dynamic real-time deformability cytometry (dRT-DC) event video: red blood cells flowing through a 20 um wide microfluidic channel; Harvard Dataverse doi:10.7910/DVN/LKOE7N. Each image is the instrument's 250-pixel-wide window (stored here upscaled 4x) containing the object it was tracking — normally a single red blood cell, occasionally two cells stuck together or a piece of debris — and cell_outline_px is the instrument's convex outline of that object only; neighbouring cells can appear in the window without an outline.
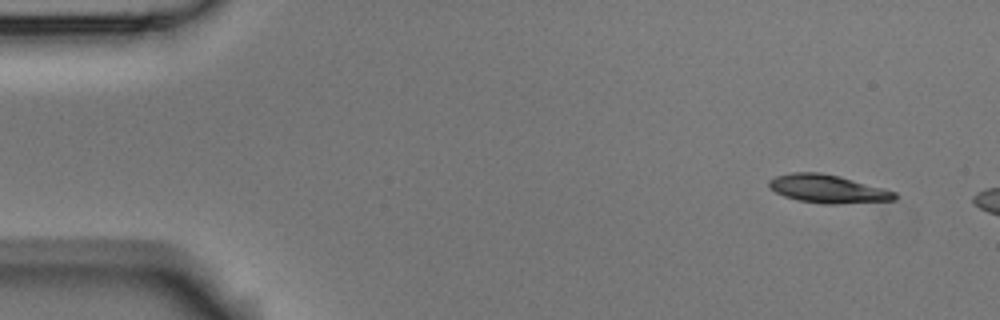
{"species": "Egyptian fruit bat (a non-hibernating species)", "species_latin": "Rousettus aegyptiacus", "temperature_condition": "room temperature", "stored_images_in_passage": 3, "camera_frame_rate_fps": 3000, "um_per_image_px": 0.085, "animal": {"sex": "male"}, "frame": {"image": 1, "passage_image": 1, "time_ms": 0.0, "image_size_px": [1000, 320], "cell_outline_px": [[896, 200], [836, 204], [824, 204], [796, 200], [784, 196], [768, 188], [768, 180], [776, 176], [792, 172], [820, 172], [840, 176], [884, 188], [896, 192]], "centroid_in_image_um": [70.34, 16.05], "position_along_channel_um": 14.7, "area_um2": 20.81}}